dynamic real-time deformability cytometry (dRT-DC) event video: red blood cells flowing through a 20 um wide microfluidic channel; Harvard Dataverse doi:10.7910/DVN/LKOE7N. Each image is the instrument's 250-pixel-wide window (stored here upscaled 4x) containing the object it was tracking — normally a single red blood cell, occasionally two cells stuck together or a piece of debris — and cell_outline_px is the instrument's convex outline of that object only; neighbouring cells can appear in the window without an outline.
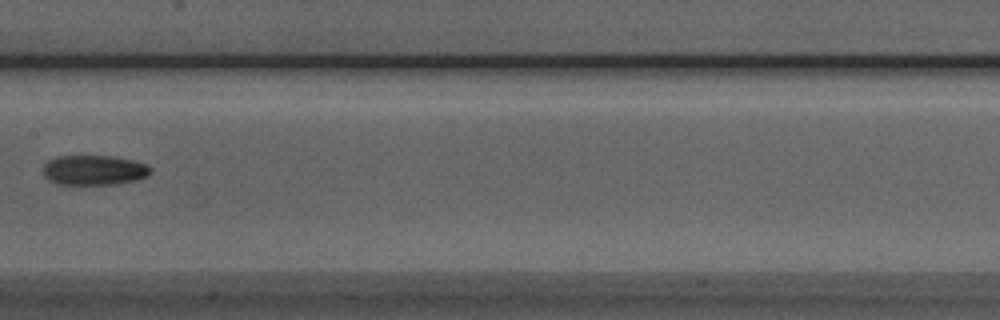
{"species": "Egyptian fruit bat (a non-hibernating species)", "species_latin": "Rousettus aegyptiacus", "temperature_condition": "room temperature", "stored_images_in_passage": 4, "camera_frame_rate_fps": 3000, "um_per_image_px": 0.085, "animal": {"sex": "male"}, "frame": {"image": 1, "passage_image": 4, "time_ms": 3.333, "image_size_px": [1000, 320], "cell_outline_px": [[152, 172], [148, 176], [136, 180], [116, 184], [60, 184], [48, 180], [44, 176], [44, 164], [48, 160], [56, 156], [112, 156], [132, 160], [144, 164], [152, 168]], "centroid_in_image_um": [7.99, 14.46], "position_along_channel_um": 199.4, "area_um2": 18.73}}